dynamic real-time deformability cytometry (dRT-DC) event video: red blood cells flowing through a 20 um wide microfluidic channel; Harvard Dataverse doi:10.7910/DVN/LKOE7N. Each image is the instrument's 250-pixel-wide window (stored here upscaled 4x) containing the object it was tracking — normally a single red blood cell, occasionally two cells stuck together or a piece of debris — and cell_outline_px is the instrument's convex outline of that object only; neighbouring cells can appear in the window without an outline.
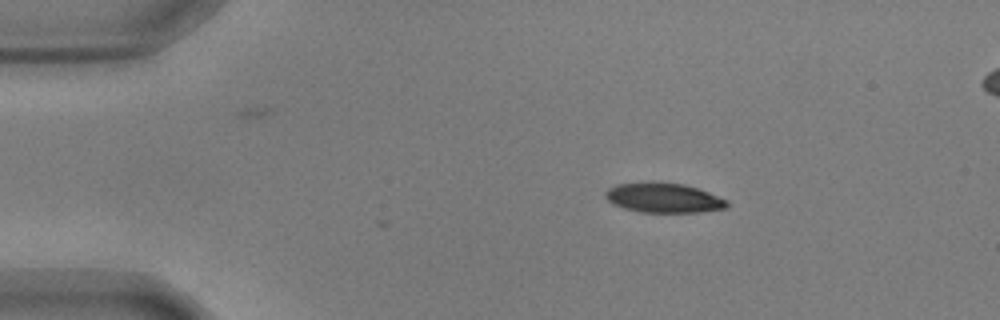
{"species": "common noctule bat (a hibernating species)", "species_latin": "Nyctalus noctula", "temperature_condition": "warm", "stored_images_in_passage": 6, "camera_frame_rate_fps": 3000, "um_per_image_px": 0.085, "animal": {"sex": "male", "body_mass_g": 17.9, "forearm_length_mm": 54.2}, "frame": {"image": 1, "passage_image": 1, "time_ms": 0.0, "image_size_px": [1000, 320], "cell_outline_px": [[728, 208], [696, 212], [640, 212], [624, 208], [612, 204], [604, 196], [604, 192], [608, 188], [616, 184], [684, 184], [708, 192], [728, 200]], "centroid_in_image_um": [56.41, 16.85], "position_along_channel_um": 28.6, "area_um2": 20.46}}